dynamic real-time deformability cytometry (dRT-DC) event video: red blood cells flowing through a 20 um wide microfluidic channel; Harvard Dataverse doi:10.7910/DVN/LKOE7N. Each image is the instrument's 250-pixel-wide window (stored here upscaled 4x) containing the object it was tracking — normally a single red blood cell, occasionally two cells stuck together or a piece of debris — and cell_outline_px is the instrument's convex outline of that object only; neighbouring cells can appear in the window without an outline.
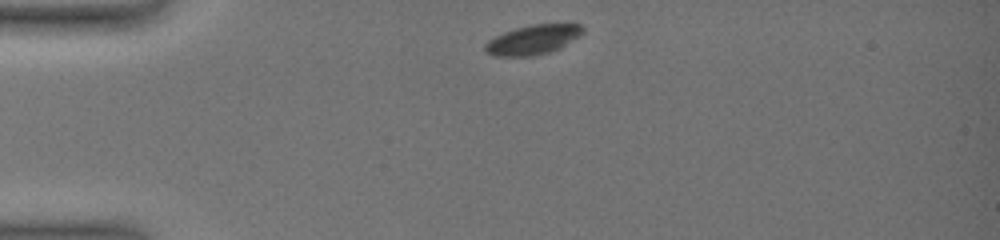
{"species": "common noctule bat (a hibernating species)", "species_latin": "Nyctalus noctula", "temperature_condition": "warm", "stored_images_in_passage": 39, "camera_frame_rate_fps": 3000, "um_per_image_px": 0.085, "animal": {"sex": "female", "body_mass_g": 19.0, "forearm_length_mm": 51.5}, "frame": {"image": 1, "passage_image": 1, "time_ms": 0.0, "image_size_px": [1000, 240], "cell_outline_px": [[584, 32], [560, 48], [548, 52], [532, 56], [496, 56], [484, 52], [484, 44], [488, 40], [504, 32], [516, 28], [532, 24], [580, 24], [584, 28]], "centroid_in_image_um": [45.27, 3.38], "position_along_channel_um": 39.7, "area_um2": 16.7}}
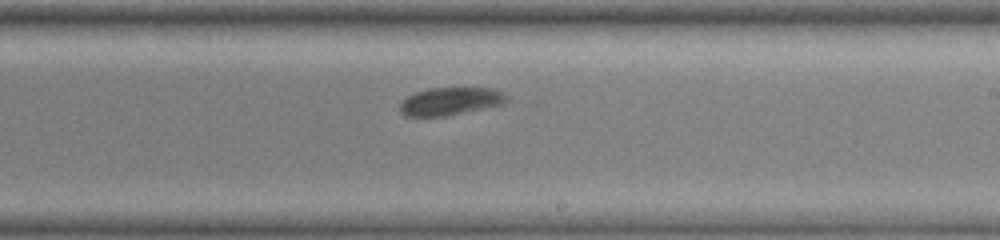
{"frame": {"image": 2, "passage_image": 26, "time_ms": 6.667, "image_size_px": [1000, 240], "cell_outline_px": [[508, 100], [504, 104], [448, 116], [404, 116], [400, 112], [400, 104], [408, 96], [416, 92], [428, 88], [492, 88], [504, 92], [508, 96]], "centroid_in_image_um": [38.32, 8.61], "position_along_channel_um": 250.7, "area_um2": 17.4}}
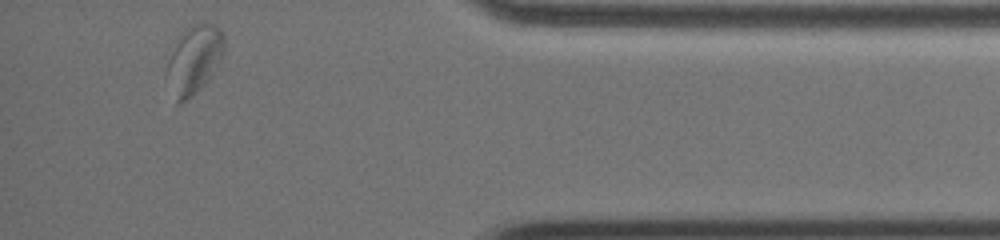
{"frame": {"image": 3, "passage_image": 39, "time_ms": 11.667, "image_size_px": [1000, 240], "cell_outline_px": [[224, 52], [212, 76], [192, 96], [180, 104], [176, 100], [168, 68], [168, 48], [176, 36], [192, 24], [216, 24], [224, 32]], "centroid_in_image_um": [16.52, 4.96], "position_along_channel_um": 418.7, "area_um2": 22.77}, "authors_computed_cell_mechanics": {"area_um2": 17.918, "velocity_mm_per_s": 3.7828, "shape_relaxation_time_tau1_ms": 1.2939, "shape_relaxation_time_tau2_ms": 1.6424, "deformation_change_tau1": 0.0704, "deformation_change_tau2": 0.0405}}